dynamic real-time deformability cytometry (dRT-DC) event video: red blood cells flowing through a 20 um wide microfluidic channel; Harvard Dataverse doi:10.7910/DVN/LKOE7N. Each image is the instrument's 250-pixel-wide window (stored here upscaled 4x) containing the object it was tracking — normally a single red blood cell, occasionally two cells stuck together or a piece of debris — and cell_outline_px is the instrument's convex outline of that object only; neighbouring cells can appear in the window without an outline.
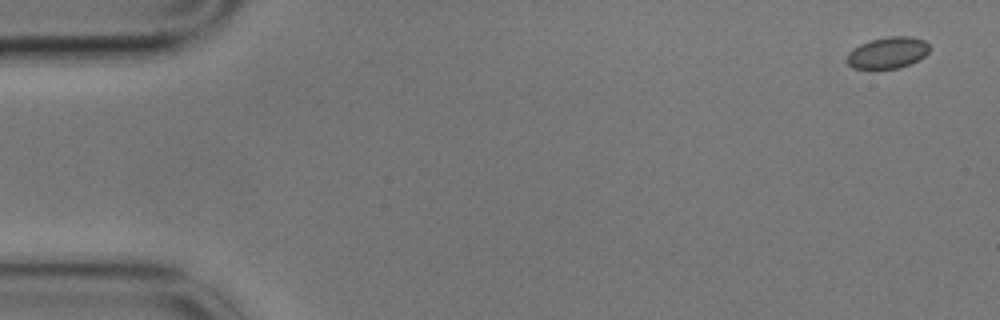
{"species": "common noctule bat (a hibernating species)", "species_latin": "Nyctalus noctula", "temperature_condition": "cold", "stored_images_in_passage": 4, "camera_frame_rate_fps": 3000, "um_per_image_px": 0.085, "animal": {"sex": "male", "body_mass_g": 17.9}, "frame": {"image": 1, "passage_image": 1, "time_ms": 0.0, "image_size_px": [1000, 320], "cell_outline_px": [[928, 52], [924, 56], [900, 68], [872, 72], [868, 72], [852, 68], [844, 60], [848, 52], [852, 48], [860, 44], [872, 40], [888, 36], [912, 36], [924, 40], [928, 44]], "centroid_in_image_um": [75.35, 4.54], "position_along_channel_um": 9.6, "area_um2": 15.84}}
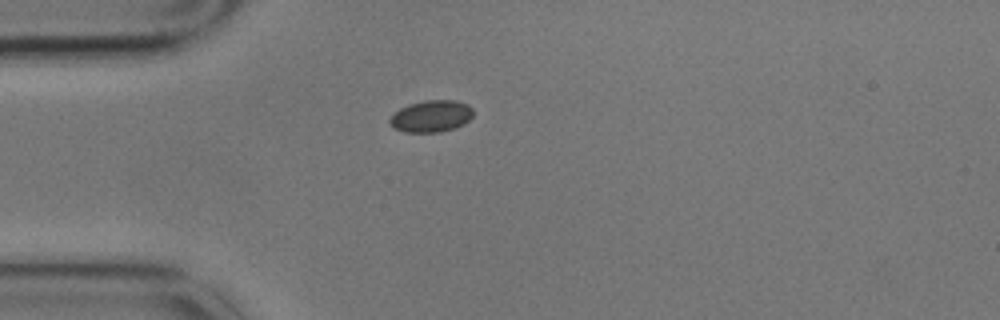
{"frame": {"image": 2, "passage_image": 4, "time_ms": 1.0, "image_size_px": [1000, 320], "cell_outline_px": [[472, 116], [464, 124], [456, 128], [440, 132], [404, 132], [392, 128], [388, 120], [400, 108], [408, 104], [424, 100], [456, 100], [468, 104], [472, 108]], "centroid_in_image_um": [36.65, 9.88], "position_along_channel_um": 48.4, "area_um2": 15.61}}